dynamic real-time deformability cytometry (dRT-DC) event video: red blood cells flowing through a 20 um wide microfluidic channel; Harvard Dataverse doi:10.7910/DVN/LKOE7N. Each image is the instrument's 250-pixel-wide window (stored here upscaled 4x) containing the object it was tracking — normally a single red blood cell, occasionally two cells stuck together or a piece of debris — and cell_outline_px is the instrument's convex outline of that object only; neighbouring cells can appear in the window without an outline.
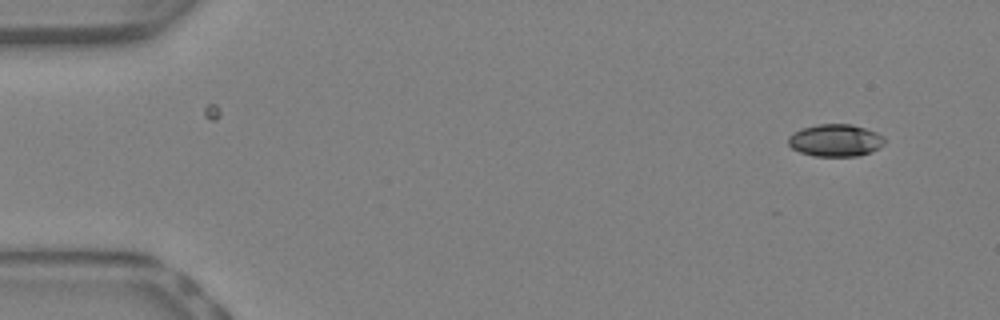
{"species": "Egyptian fruit bat (a non-hibernating species)", "species_latin": "Rousettus aegyptiacus", "temperature_condition": "warm", "stored_images_in_passage": 32, "camera_frame_rate_fps": 3000, "um_per_image_px": 0.085, "animal": {"sex": "female"}, "frame": {"image": 1, "passage_image": 1, "time_ms": 0.0, "image_size_px": [1000, 320], "cell_outline_px": [[884, 144], [880, 148], [872, 152], [860, 156], [812, 156], [800, 152], [792, 148], [788, 144], [788, 136], [800, 128], [816, 124], [852, 124], [876, 132], [884, 136]], "centroid_in_image_um": [71.01, 11.93], "position_along_channel_um": 14.0, "area_um2": 18.38}}
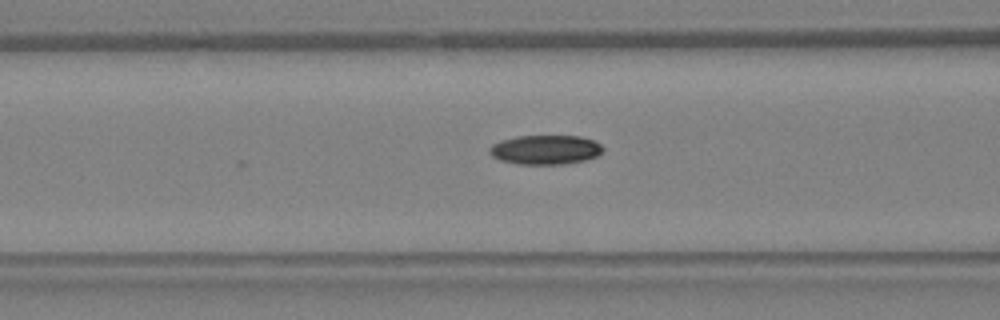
{"frame": {"image": 2, "passage_image": 15, "time_ms": 4.667, "image_size_px": [1000, 320], "cell_outline_px": [[604, 152], [596, 156], [584, 160], [564, 164], [516, 164], [500, 160], [492, 156], [488, 152], [488, 148], [492, 144], [500, 140], [516, 136], [580, 136], [592, 140], [600, 144], [604, 148]], "centroid_in_image_um": [46.33, 12.72], "position_along_channel_um": 120.3, "area_um2": 19.54}}
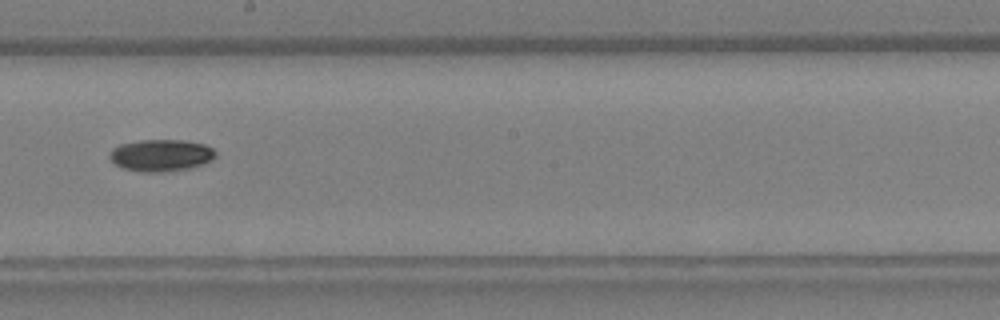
{"frame": {"image": 3, "passage_image": 22, "time_ms": 7.0, "image_size_px": [1000, 320], "cell_outline_px": [[216, 156], [192, 168], [164, 172], [140, 172], [120, 168], [108, 156], [112, 148], [120, 144], [140, 140], [184, 140], [204, 144], [212, 148], [216, 152]], "centroid_in_image_um": [13.64, 13.2], "position_along_channel_um": 234.6, "area_um2": 19.77}}